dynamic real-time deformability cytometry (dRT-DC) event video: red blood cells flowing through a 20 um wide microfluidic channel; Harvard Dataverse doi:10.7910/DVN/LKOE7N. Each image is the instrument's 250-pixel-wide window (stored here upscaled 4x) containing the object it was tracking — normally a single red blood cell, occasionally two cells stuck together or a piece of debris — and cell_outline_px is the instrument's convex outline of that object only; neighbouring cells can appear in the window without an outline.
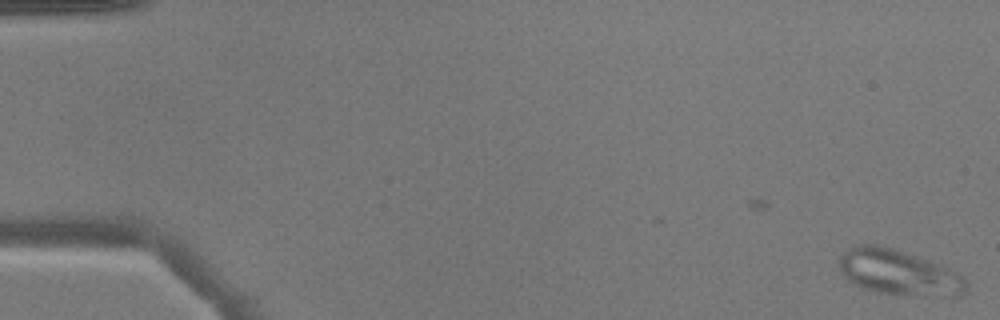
{"species": "common noctule bat (a hibernating species)", "species_latin": "Nyctalus noctula", "temperature_condition": "warm", "stored_images_in_passage": 2, "camera_frame_rate_fps": 3000, "um_per_image_px": 0.085, "animal": {"sex": "male", "body_mass_g": 17.9}, "frame": {"image": 1, "passage_image": 2, "time_ms": 0.333, "image_size_px": [1000, 320], "cell_outline_px": [[968, 284], [964, 292], [960, 296], [956, 296], [880, 292], [864, 288], [848, 280], [840, 272], [840, 256], [848, 248], [856, 244], [876, 244], [896, 248], [928, 260], [948, 268], [960, 276]], "centroid_in_image_um": [76.34, 23.11], "position_along_channel_um": 8.7, "area_um2": 32.89}}